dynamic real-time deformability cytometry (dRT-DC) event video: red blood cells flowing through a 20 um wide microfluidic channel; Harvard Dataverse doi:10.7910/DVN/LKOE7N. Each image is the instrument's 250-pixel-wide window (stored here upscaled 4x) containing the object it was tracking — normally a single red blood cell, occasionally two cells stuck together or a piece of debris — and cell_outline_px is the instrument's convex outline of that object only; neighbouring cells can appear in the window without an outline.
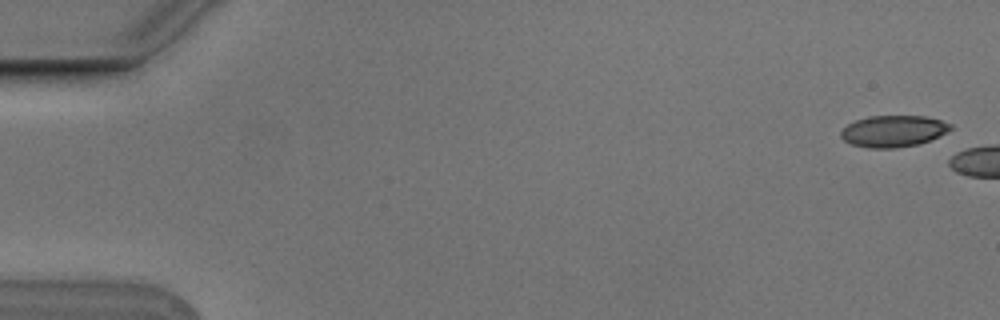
{"species": "Egyptian fruit bat (a non-hibernating species)", "species_latin": "Rousettus aegyptiacus", "temperature_condition": "cold", "stored_images_in_passage": 2, "camera_frame_rate_fps": 3000, "um_per_image_px": 0.085, "animal": {"sex": "male"}, "frame": {"image": 1, "passage_image": 1, "time_ms": 0.0, "image_size_px": [1000, 320], "cell_outline_px": [[952, 128], [948, 132], [932, 140], [920, 144], [896, 148], [868, 148], [852, 144], [844, 140], [840, 136], [840, 132], [848, 124], [856, 120], [868, 116], [924, 116], [940, 120], [952, 124]], "centroid_in_image_um": [75.96, 11.15], "position_along_channel_um": 9.0, "area_um2": 20.29}}